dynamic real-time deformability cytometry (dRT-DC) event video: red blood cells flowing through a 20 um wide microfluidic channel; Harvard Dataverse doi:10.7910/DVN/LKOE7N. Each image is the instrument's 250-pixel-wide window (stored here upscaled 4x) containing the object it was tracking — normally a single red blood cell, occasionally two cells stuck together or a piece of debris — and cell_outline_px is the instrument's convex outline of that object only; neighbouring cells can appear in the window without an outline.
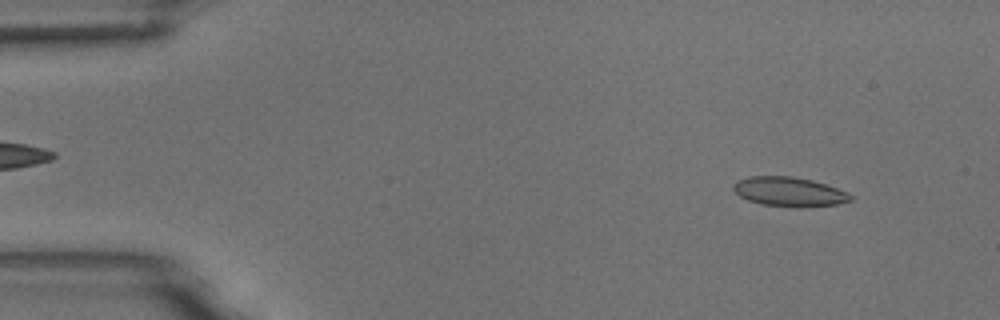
{"species": "common noctule bat (a hibernating species)", "species_latin": "Nyctalus noctula", "temperature_condition": "room temperature", "stored_images_in_passage": 54, "camera_frame_rate_fps": 3000, "um_per_image_px": 0.085, "animal": {"sex": "male", "body_mass_g": 18.8}, "frame": {"image": 1, "passage_image": 5, "time_ms": 1.333, "image_size_px": [1000, 320], "cell_outline_px": [[852, 200], [836, 204], [800, 208], [760, 204], [748, 200], [740, 196], [732, 188], [732, 184], [736, 180], [748, 176], [792, 176], [812, 180], [848, 192], [852, 196]], "centroid_in_image_um": [67.04, 16.3], "position_along_channel_um": 18.0, "area_um2": 20.17}}
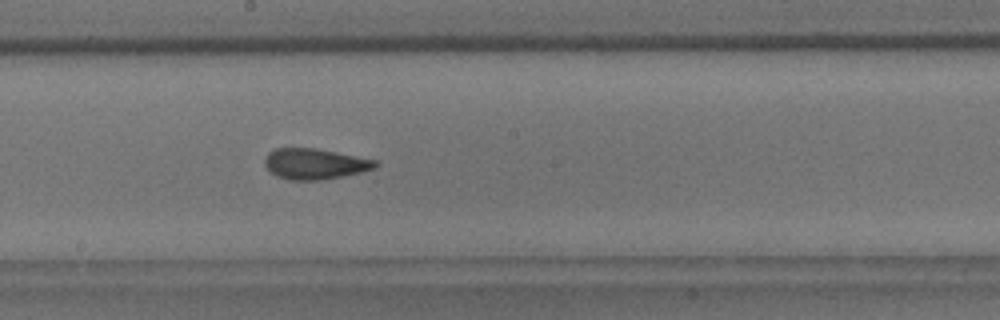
{"frame": {"image": 2, "passage_image": 29, "time_ms": 9.333, "image_size_px": [1000, 320], "cell_outline_px": [[380, 164], [376, 168], [360, 172], [320, 180], [288, 180], [276, 176], [264, 164], [264, 160], [268, 152], [276, 148], [316, 148], [376, 160]], "centroid_in_image_um": [26.75, 13.92], "position_along_channel_um": 221.5, "area_um2": 19.71}}
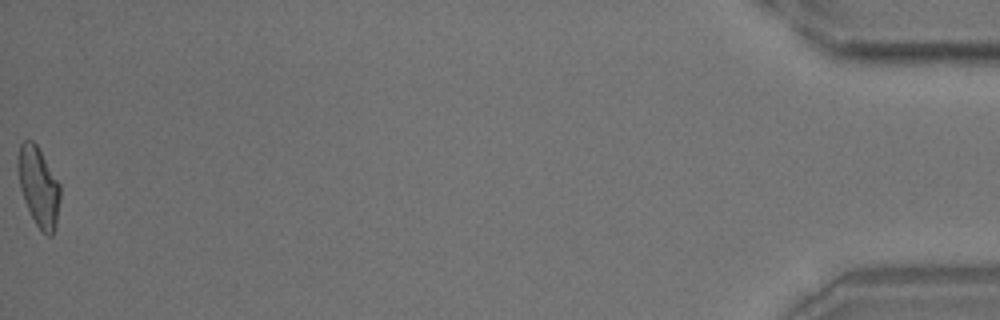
{"frame": {"image": 3, "passage_image": 54, "time_ms": 17.667, "image_size_px": [1000, 320], "cell_outline_px": [[60, 200], [56, 224], [52, 236], [48, 236], [36, 224], [24, 200], [20, 188], [16, 168], [16, 160], [20, 144], [24, 140], [32, 140], [36, 144], [60, 184]], "centroid_in_image_um": [3.26, 15.83], "position_along_channel_um": 431.9, "area_um2": 19.54}, "authors_computed_cell_mechanics": {"area_um2": 19.7965, "velocity_mm_per_s": 3.7156, "shape_relaxation_time_tau1_ms": 4.3309, "shape_relaxation_time_tau2_ms": 1.4633, "deformation_change_tau1": 0.1471, "deformation_change_tau2": 0.0982}}